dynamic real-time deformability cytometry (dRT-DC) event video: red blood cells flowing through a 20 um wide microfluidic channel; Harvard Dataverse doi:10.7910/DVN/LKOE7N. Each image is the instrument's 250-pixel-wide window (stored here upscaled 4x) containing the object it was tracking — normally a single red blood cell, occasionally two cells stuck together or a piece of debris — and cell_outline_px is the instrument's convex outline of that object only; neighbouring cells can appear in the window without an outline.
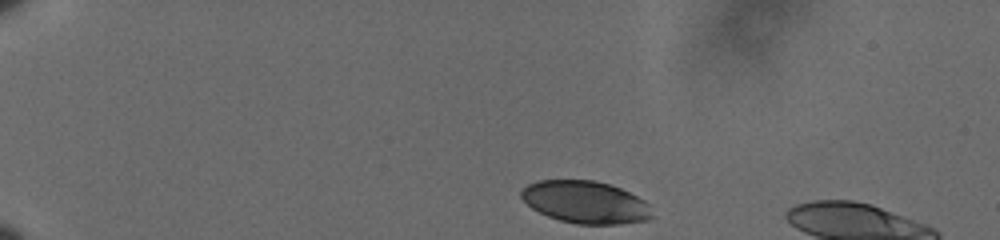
{"species": "human", "species_latin": "Homo sapiens", "temperature_condition": "cold", "stored_images_in_passage": 7, "camera_frame_rate_fps": 3000, "um_per_image_px": 0.085, "donor": {"sex": "male"}, "frame": {"image": 1, "passage_image": 1, "time_ms": 0.0, "image_size_px": [1000, 240], "cell_outline_px": [[652, 216], [648, 220], [620, 224], [576, 224], [560, 220], [548, 216], [532, 208], [520, 196], [520, 192], [528, 184], [536, 180], [592, 180], [612, 184], [644, 200], [648, 204]], "centroid_in_image_um": [49.76, 17.18], "position_along_channel_um": 35.2, "area_um2": 32.19}}